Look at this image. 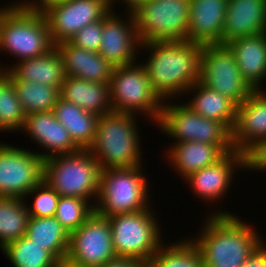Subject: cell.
I'll use <instances>...</instances> for the list:
<instances>
[{
  "instance_id": "cell-1",
  "label": "cell",
  "mask_w": 266,
  "mask_h": 267,
  "mask_svg": "<svg viewBox=\"0 0 266 267\" xmlns=\"http://www.w3.org/2000/svg\"><path fill=\"white\" fill-rule=\"evenodd\" d=\"M140 46L151 51L143 65L154 91L164 102L169 96L173 98L187 93L199 81L203 45L190 41H165Z\"/></svg>"
},
{
  "instance_id": "cell-2",
  "label": "cell",
  "mask_w": 266,
  "mask_h": 267,
  "mask_svg": "<svg viewBox=\"0 0 266 267\" xmlns=\"http://www.w3.org/2000/svg\"><path fill=\"white\" fill-rule=\"evenodd\" d=\"M201 230L192 242L204 267H241L263 243L250 225L228 212L211 214Z\"/></svg>"
},
{
  "instance_id": "cell-3",
  "label": "cell",
  "mask_w": 266,
  "mask_h": 267,
  "mask_svg": "<svg viewBox=\"0 0 266 267\" xmlns=\"http://www.w3.org/2000/svg\"><path fill=\"white\" fill-rule=\"evenodd\" d=\"M135 117L115 111L98 117L95 137L88 150L101 170L141 166V142Z\"/></svg>"
},
{
  "instance_id": "cell-4",
  "label": "cell",
  "mask_w": 266,
  "mask_h": 267,
  "mask_svg": "<svg viewBox=\"0 0 266 267\" xmlns=\"http://www.w3.org/2000/svg\"><path fill=\"white\" fill-rule=\"evenodd\" d=\"M101 168L88 149L44 160L43 180L60 196L91 199L99 194ZM91 197V198H90Z\"/></svg>"
},
{
  "instance_id": "cell-5",
  "label": "cell",
  "mask_w": 266,
  "mask_h": 267,
  "mask_svg": "<svg viewBox=\"0 0 266 267\" xmlns=\"http://www.w3.org/2000/svg\"><path fill=\"white\" fill-rule=\"evenodd\" d=\"M54 47L42 12L5 7L0 16V50L21 61L43 56Z\"/></svg>"
},
{
  "instance_id": "cell-6",
  "label": "cell",
  "mask_w": 266,
  "mask_h": 267,
  "mask_svg": "<svg viewBox=\"0 0 266 267\" xmlns=\"http://www.w3.org/2000/svg\"><path fill=\"white\" fill-rule=\"evenodd\" d=\"M142 166L101 170L94 211L105 217L147 209L148 182Z\"/></svg>"
},
{
  "instance_id": "cell-7",
  "label": "cell",
  "mask_w": 266,
  "mask_h": 267,
  "mask_svg": "<svg viewBox=\"0 0 266 267\" xmlns=\"http://www.w3.org/2000/svg\"><path fill=\"white\" fill-rule=\"evenodd\" d=\"M132 14L141 44L188 41L190 0H149Z\"/></svg>"
},
{
  "instance_id": "cell-8",
  "label": "cell",
  "mask_w": 266,
  "mask_h": 267,
  "mask_svg": "<svg viewBox=\"0 0 266 267\" xmlns=\"http://www.w3.org/2000/svg\"><path fill=\"white\" fill-rule=\"evenodd\" d=\"M109 93L112 111L134 115L144 112L158 123L164 101L154 91L143 64L113 67Z\"/></svg>"
},
{
  "instance_id": "cell-9",
  "label": "cell",
  "mask_w": 266,
  "mask_h": 267,
  "mask_svg": "<svg viewBox=\"0 0 266 267\" xmlns=\"http://www.w3.org/2000/svg\"><path fill=\"white\" fill-rule=\"evenodd\" d=\"M149 208L108 217L117 257L134 258L145 264L163 245L159 225Z\"/></svg>"
},
{
  "instance_id": "cell-10",
  "label": "cell",
  "mask_w": 266,
  "mask_h": 267,
  "mask_svg": "<svg viewBox=\"0 0 266 267\" xmlns=\"http://www.w3.org/2000/svg\"><path fill=\"white\" fill-rule=\"evenodd\" d=\"M199 82L230 99L236 106L254 91L243 79L227 45H203Z\"/></svg>"
},
{
  "instance_id": "cell-11",
  "label": "cell",
  "mask_w": 266,
  "mask_h": 267,
  "mask_svg": "<svg viewBox=\"0 0 266 267\" xmlns=\"http://www.w3.org/2000/svg\"><path fill=\"white\" fill-rule=\"evenodd\" d=\"M115 258L109 219L94 211L70 233L65 262L75 267H100Z\"/></svg>"
},
{
  "instance_id": "cell-12",
  "label": "cell",
  "mask_w": 266,
  "mask_h": 267,
  "mask_svg": "<svg viewBox=\"0 0 266 267\" xmlns=\"http://www.w3.org/2000/svg\"><path fill=\"white\" fill-rule=\"evenodd\" d=\"M163 102L157 125L177 143L196 141L213 145H232V133L222 124L192 111L187 105Z\"/></svg>"
},
{
  "instance_id": "cell-13",
  "label": "cell",
  "mask_w": 266,
  "mask_h": 267,
  "mask_svg": "<svg viewBox=\"0 0 266 267\" xmlns=\"http://www.w3.org/2000/svg\"><path fill=\"white\" fill-rule=\"evenodd\" d=\"M43 164L36 152L0 143V196L28 197L43 180Z\"/></svg>"
},
{
  "instance_id": "cell-14",
  "label": "cell",
  "mask_w": 266,
  "mask_h": 267,
  "mask_svg": "<svg viewBox=\"0 0 266 267\" xmlns=\"http://www.w3.org/2000/svg\"><path fill=\"white\" fill-rule=\"evenodd\" d=\"M112 10L109 0H66L42 11L54 45L69 41L88 24L102 20Z\"/></svg>"
},
{
  "instance_id": "cell-15",
  "label": "cell",
  "mask_w": 266,
  "mask_h": 267,
  "mask_svg": "<svg viewBox=\"0 0 266 267\" xmlns=\"http://www.w3.org/2000/svg\"><path fill=\"white\" fill-rule=\"evenodd\" d=\"M128 18L127 22H123L114 15V11L103 18L99 54L113 67L134 63L135 51L141 45L132 12H129Z\"/></svg>"
},
{
  "instance_id": "cell-16",
  "label": "cell",
  "mask_w": 266,
  "mask_h": 267,
  "mask_svg": "<svg viewBox=\"0 0 266 267\" xmlns=\"http://www.w3.org/2000/svg\"><path fill=\"white\" fill-rule=\"evenodd\" d=\"M263 139H266V94L261 89L254 90L237 106L232 145L234 150L245 154Z\"/></svg>"
},
{
  "instance_id": "cell-17",
  "label": "cell",
  "mask_w": 266,
  "mask_h": 267,
  "mask_svg": "<svg viewBox=\"0 0 266 267\" xmlns=\"http://www.w3.org/2000/svg\"><path fill=\"white\" fill-rule=\"evenodd\" d=\"M228 0H190L188 41L200 45H222Z\"/></svg>"
},
{
  "instance_id": "cell-18",
  "label": "cell",
  "mask_w": 266,
  "mask_h": 267,
  "mask_svg": "<svg viewBox=\"0 0 266 267\" xmlns=\"http://www.w3.org/2000/svg\"><path fill=\"white\" fill-rule=\"evenodd\" d=\"M235 166L245 168V154L243 152L233 150L227 153L216 164L189 175L186 181L190 183L194 193L201 196L202 200H218L230 188Z\"/></svg>"
},
{
  "instance_id": "cell-19",
  "label": "cell",
  "mask_w": 266,
  "mask_h": 267,
  "mask_svg": "<svg viewBox=\"0 0 266 267\" xmlns=\"http://www.w3.org/2000/svg\"><path fill=\"white\" fill-rule=\"evenodd\" d=\"M266 32V0H228L222 45Z\"/></svg>"
},
{
  "instance_id": "cell-20",
  "label": "cell",
  "mask_w": 266,
  "mask_h": 267,
  "mask_svg": "<svg viewBox=\"0 0 266 267\" xmlns=\"http://www.w3.org/2000/svg\"><path fill=\"white\" fill-rule=\"evenodd\" d=\"M23 129L35 142L52 151L44 154L37 152L44 160L54 155L70 154L80 150L67 129L56 119L53 111L27 114Z\"/></svg>"
},
{
  "instance_id": "cell-21",
  "label": "cell",
  "mask_w": 266,
  "mask_h": 267,
  "mask_svg": "<svg viewBox=\"0 0 266 267\" xmlns=\"http://www.w3.org/2000/svg\"><path fill=\"white\" fill-rule=\"evenodd\" d=\"M55 47L62 58L65 76L109 83L113 66L99 52L76 47L69 41L59 42Z\"/></svg>"
},
{
  "instance_id": "cell-22",
  "label": "cell",
  "mask_w": 266,
  "mask_h": 267,
  "mask_svg": "<svg viewBox=\"0 0 266 267\" xmlns=\"http://www.w3.org/2000/svg\"><path fill=\"white\" fill-rule=\"evenodd\" d=\"M233 52L243 79L260 90L266 77V32L234 39L226 44Z\"/></svg>"
},
{
  "instance_id": "cell-23",
  "label": "cell",
  "mask_w": 266,
  "mask_h": 267,
  "mask_svg": "<svg viewBox=\"0 0 266 267\" xmlns=\"http://www.w3.org/2000/svg\"><path fill=\"white\" fill-rule=\"evenodd\" d=\"M170 148L168 158L185 179L195 171L216 164L234 150L233 145H213L196 141L174 143Z\"/></svg>"
},
{
  "instance_id": "cell-24",
  "label": "cell",
  "mask_w": 266,
  "mask_h": 267,
  "mask_svg": "<svg viewBox=\"0 0 266 267\" xmlns=\"http://www.w3.org/2000/svg\"><path fill=\"white\" fill-rule=\"evenodd\" d=\"M17 64V65H16ZM14 67L0 69L5 71L11 79L60 87L65 79V71L60 53L56 47L47 54L18 61Z\"/></svg>"
},
{
  "instance_id": "cell-25",
  "label": "cell",
  "mask_w": 266,
  "mask_h": 267,
  "mask_svg": "<svg viewBox=\"0 0 266 267\" xmlns=\"http://www.w3.org/2000/svg\"><path fill=\"white\" fill-rule=\"evenodd\" d=\"M59 93L60 98L72 102L98 117L112 111L109 83L90 82L65 76Z\"/></svg>"
},
{
  "instance_id": "cell-26",
  "label": "cell",
  "mask_w": 266,
  "mask_h": 267,
  "mask_svg": "<svg viewBox=\"0 0 266 267\" xmlns=\"http://www.w3.org/2000/svg\"><path fill=\"white\" fill-rule=\"evenodd\" d=\"M193 90L195 96L185 105L202 117L222 123L232 133L236 123L237 106L227 97L199 81L187 91Z\"/></svg>"
},
{
  "instance_id": "cell-27",
  "label": "cell",
  "mask_w": 266,
  "mask_h": 267,
  "mask_svg": "<svg viewBox=\"0 0 266 267\" xmlns=\"http://www.w3.org/2000/svg\"><path fill=\"white\" fill-rule=\"evenodd\" d=\"M53 113L80 149L90 147L95 137L97 115L87 112L76 104L60 97L54 105Z\"/></svg>"
},
{
  "instance_id": "cell-28",
  "label": "cell",
  "mask_w": 266,
  "mask_h": 267,
  "mask_svg": "<svg viewBox=\"0 0 266 267\" xmlns=\"http://www.w3.org/2000/svg\"><path fill=\"white\" fill-rule=\"evenodd\" d=\"M26 236L44 246L60 263L65 262L69 249V232L54 217H29Z\"/></svg>"
},
{
  "instance_id": "cell-29",
  "label": "cell",
  "mask_w": 266,
  "mask_h": 267,
  "mask_svg": "<svg viewBox=\"0 0 266 267\" xmlns=\"http://www.w3.org/2000/svg\"><path fill=\"white\" fill-rule=\"evenodd\" d=\"M25 198L0 196V248L26 235L29 220Z\"/></svg>"
},
{
  "instance_id": "cell-30",
  "label": "cell",
  "mask_w": 266,
  "mask_h": 267,
  "mask_svg": "<svg viewBox=\"0 0 266 267\" xmlns=\"http://www.w3.org/2000/svg\"><path fill=\"white\" fill-rule=\"evenodd\" d=\"M16 96L25 114L53 111L60 97L59 89L45 84L12 79Z\"/></svg>"
},
{
  "instance_id": "cell-31",
  "label": "cell",
  "mask_w": 266,
  "mask_h": 267,
  "mask_svg": "<svg viewBox=\"0 0 266 267\" xmlns=\"http://www.w3.org/2000/svg\"><path fill=\"white\" fill-rule=\"evenodd\" d=\"M2 251L14 267H58L60 262L46 249L26 235L10 242Z\"/></svg>"
},
{
  "instance_id": "cell-32",
  "label": "cell",
  "mask_w": 266,
  "mask_h": 267,
  "mask_svg": "<svg viewBox=\"0 0 266 267\" xmlns=\"http://www.w3.org/2000/svg\"><path fill=\"white\" fill-rule=\"evenodd\" d=\"M161 246L145 263V267H204L203 260L192 240Z\"/></svg>"
},
{
  "instance_id": "cell-33",
  "label": "cell",
  "mask_w": 266,
  "mask_h": 267,
  "mask_svg": "<svg viewBox=\"0 0 266 267\" xmlns=\"http://www.w3.org/2000/svg\"><path fill=\"white\" fill-rule=\"evenodd\" d=\"M26 114L16 96L11 77L0 70V131L21 130Z\"/></svg>"
},
{
  "instance_id": "cell-34",
  "label": "cell",
  "mask_w": 266,
  "mask_h": 267,
  "mask_svg": "<svg viewBox=\"0 0 266 267\" xmlns=\"http://www.w3.org/2000/svg\"><path fill=\"white\" fill-rule=\"evenodd\" d=\"M94 205L87 199L60 196L54 217L70 234L94 212Z\"/></svg>"
},
{
  "instance_id": "cell-35",
  "label": "cell",
  "mask_w": 266,
  "mask_h": 267,
  "mask_svg": "<svg viewBox=\"0 0 266 267\" xmlns=\"http://www.w3.org/2000/svg\"><path fill=\"white\" fill-rule=\"evenodd\" d=\"M36 194L34 204L27 208L29 216L52 217L55 215L60 195L44 180L36 185L27 195Z\"/></svg>"
},
{
  "instance_id": "cell-36",
  "label": "cell",
  "mask_w": 266,
  "mask_h": 267,
  "mask_svg": "<svg viewBox=\"0 0 266 267\" xmlns=\"http://www.w3.org/2000/svg\"><path fill=\"white\" fill-rule=\"evenodd\" d=\"M103 30V19L86 25L69 42L88 51L99 52Z\"/></svg>"
},
{
  "instance_id": "cell-37",
  "label": "cell",
  "mask_w": 266,
  "mask_h": 267,
  "mask_svg": "<svg viewBox=\"0 0 266 267\" xmlns=\"http://www.w3.org/2000/svg\"><path fill=\"white\" fill-rule=\"evenodd\" d=\"M245 168L266 170V139L258 141L245 153Z\"/></svg>"
},
{
  "instance_id": "cell-38",
  "label": "cell",
  "mask_w": 266,
  "mask_h": 267,
  "mask_svg": "<svg viewBox=\"0 0 266 267\" xmlns=\"http://www.w3.org/2000/svg\"><path fill=\"white\" fill-rule=\"evenodd\" d=\"M66 0H37L36 1H28L26 2V0L24 2H20L19 3H15V5H8V8H28L34 11H39L42 12L43 10H45L46 8H48L49 6L56 4V3H60V2H64ZM29 2V3H28ZM17 4V5H16ZM39 4V5H38Z\"/></svg>"
},
{
  "instance_id": "cell-39",
  "label": "cell",
  "mask_w": 266,
  "mask_h": 267,
  "mask_svg": "<svg viewBox=\"0 0 266 267\" xmlns=\"http://www.w3.org/2000/svg\"><path fill=\"white\" fill-rule=\"evenodd\" d=\"M241 267H266V245L262 243Z\"/></svg>"
},
{
  "instance_id": "cell-40",
  "label": "cell",
  "mask_w": 266,
  "mask_h": 267,
  "mask_svg": "<svg viewBox=\"0 0 266 267\" xmlns=\"http://www.w3.org/2000/svg\"><path fill=\"white\" fill-rule=\"evenodd\" d=\"M100 267H145V264L134 258L117 257Z\"/></svg>"
},
{
  "instance_id": "cell-41",
  "label": "cell",
  "mask_w": 266,
  "mask_h": 267,
  "mask_svg": "<svg viewBox=\"0 0 266 267\" xmlns=\"http://www.w3.org/2000/svg\"><path fill=\"white\" fill-rule=\"evenodd\" d=\"M126 4L128 5L129 12H132L134 9H136L140 4L143 2L149 1V0H124ZM113 0H109L110 6L113 4Z\"/></svg>"
},
{
  "instance_id": "cell-42",
  "label": "cell",
  "mask_w": 266,
  "mask_h": 267,
  "mask_svg": "<svg viewBox=\"0 0 266 267\" xmlns=\"http://www.w3.org/2000/svg\"><path fill=\"white\" fill-rule=\"evenodd\" d=\"M62 267H75V266H72L67 262H62Z\"/></svg>"
},
{
  "instance_id": "cell-43",
  "label": "cell",
  "mask_w": 266,
  "mask_h": 267,
  "mask_svg": "<svg viewBox=\"0 0 266 267\" xmlns=\"http://www.w3.org/2000/svg\"><path fill=\"white\" fill-rule=\"evenodd\" d=\"M4 9H5V8L0 9V16H1V14H2V12H3Z\"/></svg>"
}]
</instances>
